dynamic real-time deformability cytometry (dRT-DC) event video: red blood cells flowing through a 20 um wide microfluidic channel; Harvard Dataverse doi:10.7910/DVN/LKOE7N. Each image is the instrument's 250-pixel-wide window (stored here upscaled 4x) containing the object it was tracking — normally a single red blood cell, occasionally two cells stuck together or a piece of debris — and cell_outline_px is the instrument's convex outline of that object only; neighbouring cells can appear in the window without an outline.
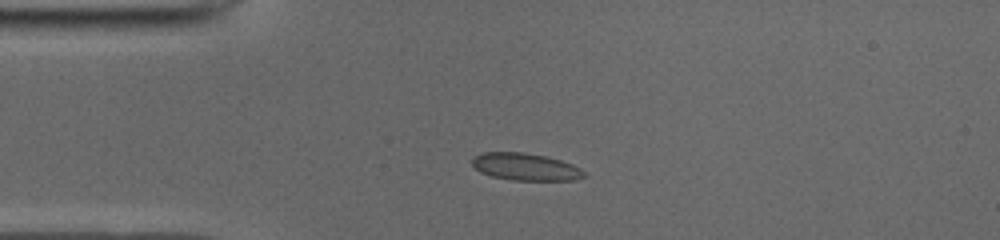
{"species": "common noctule bat (a hibernating species)", "species_latin": "Nyctalus noctula", "temperature_condition": "cold", "stored_images_in_passage": 49, "camera_frame_rate_fps": 3000, "um_per_image_px": 0.085, "animal": {"sex": "male", "body_mass_g": 19.0, "forearm_length_mm": 50.8}, "frame": {"image": 1, "passage_image": 10, "time_ms": 3.0, "image_size_px": [1000, 240], "cell_outline_px": [[588, 176], [576, 180], [512, 180], [492, 176], [480, 172], [472, 164], [472, 156], [484, 152], [524, 152], [548, 156], [572, 164], [580, 168]], "centroid_in_image_um": [44.68, 14.17], "position_along_channel_um": 40.3, "area_um2": 17.92}}
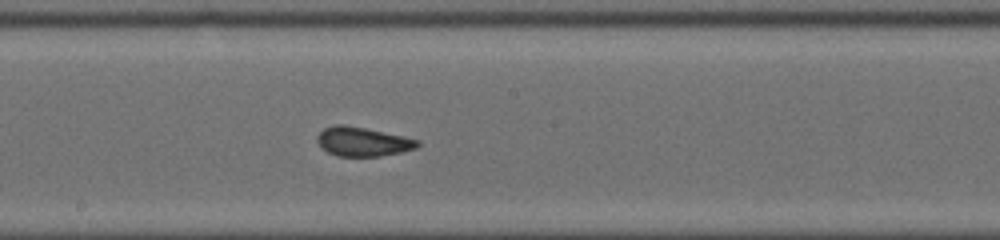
{"frame": {"image": 2, "passage_image": 25, "time_ms": 8.0, "image_size_px": [1000, 240], "cell_outline_px": [[420, 144], [416, 148], [400, 152], [380, 156], [336, 156], [328, 152], [316, 140], [316, 136], [324, 128], [336, 124], [344, 124], [364, 128], [420, 140]], "centroid_in_image_um": [30.81, 12.04], "position_along_channel_um": 217.4, "area_um2": 16.82}}
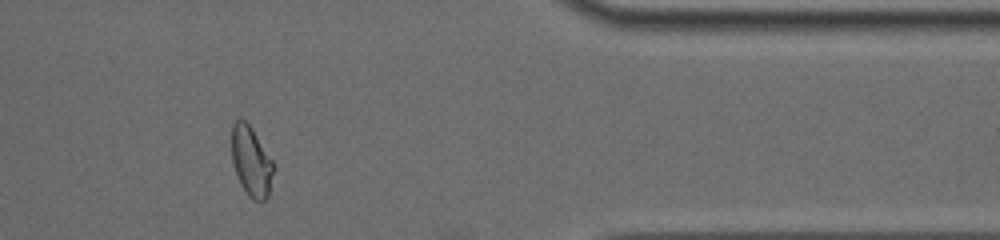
{"frame": {"image": 3, "passage_image": 40, "time_ms": 13.0, "image_size_px": [1000, 240], "cell_outline_px": [[276, 168], [268, 196], [264, 200], [252, 200], [248, 196], [240, 184], [232, 164], [232, 124], [236, 120], [244, 120], [252, 128], [272, 160]], "centroid_in_image_um": [21.37, 13.75], "position_along_channel_um": 390.0, "area_um2": 17.17}, "authors_computed_cell_mechanics": {"area_um2": 17.4556, "velocity_mm_per_s": 3.9477, "shape_relaxation_time_tau1_ms": null, "shape_relaxation_time_tau2_ms": 0.9926, "deformation_change_tau1": null, "deformation_change_tau2": 0.0577}}